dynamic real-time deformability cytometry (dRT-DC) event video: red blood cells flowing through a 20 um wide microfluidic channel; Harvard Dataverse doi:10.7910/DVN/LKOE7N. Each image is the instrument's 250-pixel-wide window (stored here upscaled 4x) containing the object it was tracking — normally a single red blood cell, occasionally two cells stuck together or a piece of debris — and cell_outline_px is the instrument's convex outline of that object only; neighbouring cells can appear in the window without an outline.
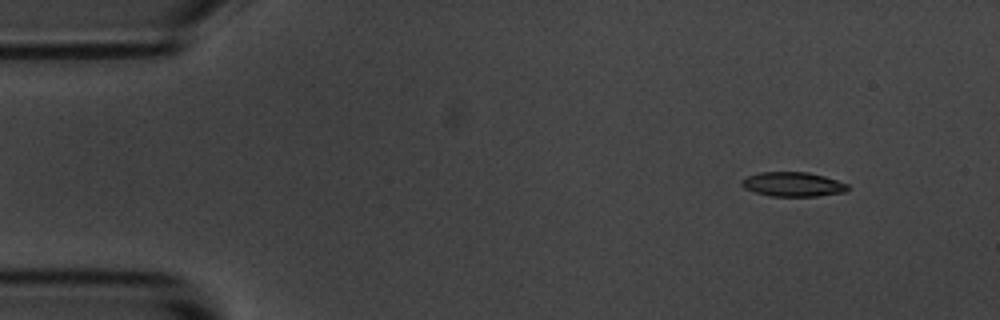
{"species": "common noctule bat (a hibernating species)", "species_latin": "Nyctalus noctula", "temperature_condition": "room temperature", "stored_images_in_passage": 3, "camera_frame_rate_fps": 3000, "um_per_image_px": 0.085, "animal": {"sex": "male", "body_mass_g": 20.1, "forearm_length_mm": 53.5}, "frame": {"image": 1, "passage_image": 1, "time_ms": 0.0, "image_size_px": [1000, 320], "cell_outline_px": [[848, 192], [816, 196], [772, 196], [756, 192], [744, 188], [740, 184], [740, 180], [748, 176], [760, 172], [808, 172], [824, 176], [848, 184]], "centroid_in_image_um": [67.4, 15.66], "position_along_channel_um": 17.6, "area_um2": 15.09}}
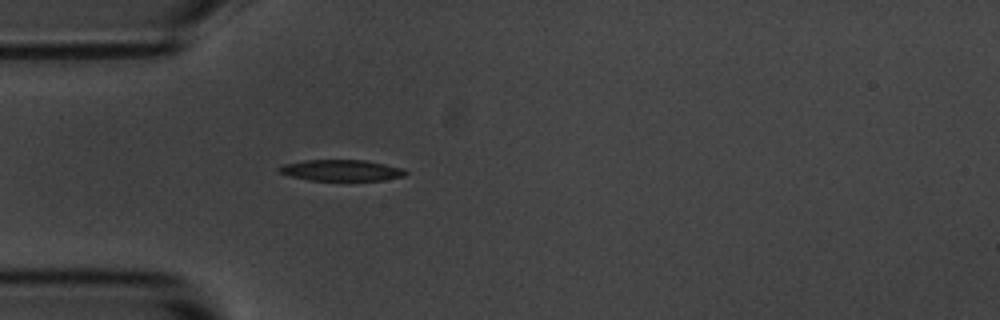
{"frame": {"image": 2, "passage_image": 3, "time_ms": 3.333, "image_size_px": [1000, 320], "cell_outline_px": [[408, 172], [404, 176], [384, 180], [308, 180], [276, 172], [276, 168], [284, 164], [304, 160], [364, 160], [384, 164], [400, 168]], "centroid_in_image_um": [28.95, 14.47], "position_along_channel_um": 56.0, "area_um2": 15.49}}